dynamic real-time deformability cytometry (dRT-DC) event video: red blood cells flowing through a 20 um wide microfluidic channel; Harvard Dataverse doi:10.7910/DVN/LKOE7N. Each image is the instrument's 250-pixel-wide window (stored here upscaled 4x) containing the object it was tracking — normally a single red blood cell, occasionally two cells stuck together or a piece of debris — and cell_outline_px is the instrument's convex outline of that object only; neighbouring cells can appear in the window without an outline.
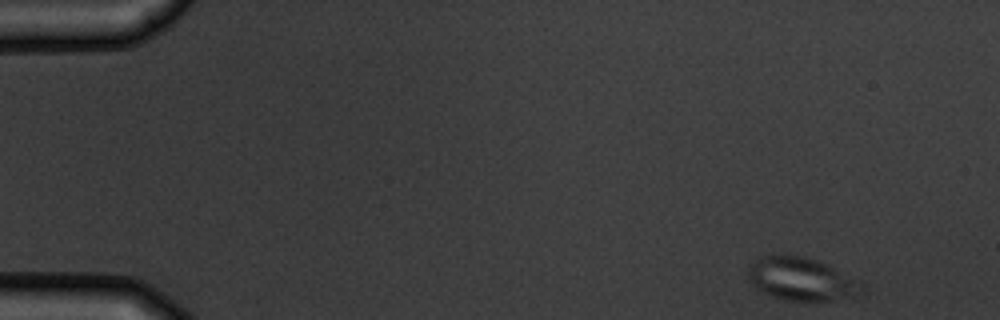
{"species": "common noctule bat (a hibernating species)", "species_latin": "Nyctalus noctula", "temperature_condition": "warm", "stored_images_in_passage": 10, "camera_frame_rate_fps": 3000, "um_per_image_px": 0.085, "animal": {"sex": "male", "body_mass_g": 19.5, "forearm_length_mm": 54.6}, "frame": {"image": 1, "passage_image": 1, "time_ms": 0.0, "image_size_px": [1000, 320], "cell_outline_px": [[864, 288], [848, 296], [832, 300], [784, 300], [772, 296], [756, 288], [748, 280], [748, 268], [756, 260], [764, 256], [804, 256], [816, 260], [860, 280]], "centroid_in_image_um": [68.07, 23.72], "position_along_channel_um": 16.9, "area_um2": 27.69}}